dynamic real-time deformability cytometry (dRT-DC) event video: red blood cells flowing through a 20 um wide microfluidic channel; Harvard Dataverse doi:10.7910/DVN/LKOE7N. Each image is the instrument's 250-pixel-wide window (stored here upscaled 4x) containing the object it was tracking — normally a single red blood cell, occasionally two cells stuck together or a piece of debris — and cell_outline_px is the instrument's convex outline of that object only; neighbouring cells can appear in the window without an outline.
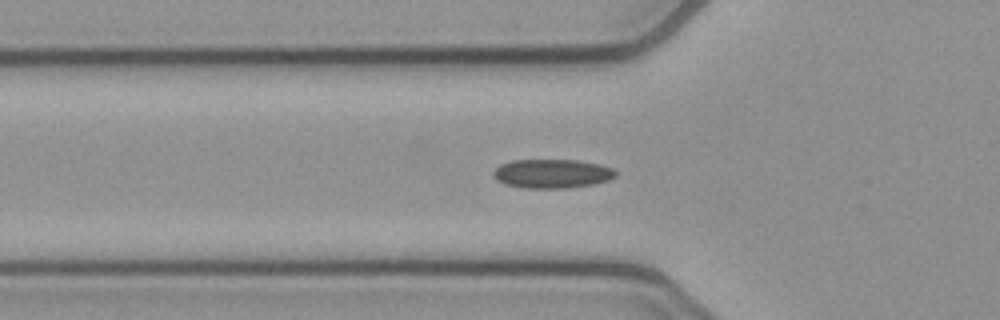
{"species": "common noctule bat (a hibernating species)", "species_latin": "Nyctalus noctula", "temperature_condition": "cold", "stored_images_in_passage": 53, "camera_frame_rate_fps": 3000, "um_per_image_px": 0.085, "animal": {"sex": "female", "body_mass_g": 21.9}, "frame": {"image": 1, "passage_image": 17, "time_ms": 5.333, "image_size_px": [1000, 320], "cell_outline_px": [[616, 176], [608, 180], [592, 184], [568, 188], [524, 188], [504, 184], [496, 180], [492, 176], [492, 172], [500, 164], [512, 160], [576, 160], [600, 164], [612, 168], [616, 172]], "centroid_in_image_um": [46.89, 14.76], "position_along_channel_um": 78.9, "area_um2": 20.75}}
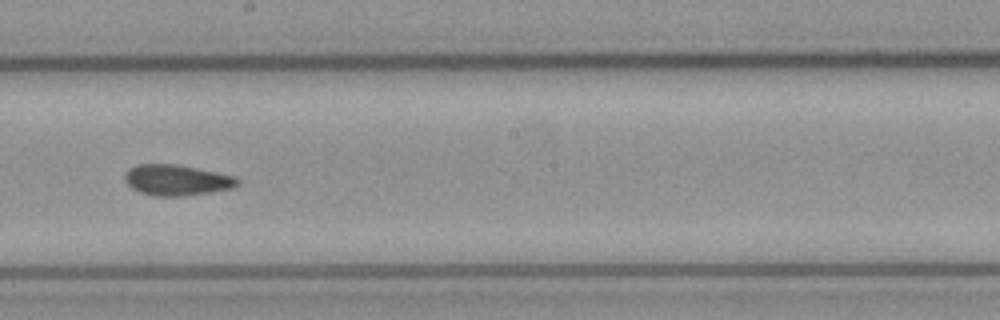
{"frame": {"image": 2, "passage_image": 29, "time_ms": 9.333, "image_size_px": [1000, 320], "cell_outline_px": [[240, 184], [232, 188], [208, 192], [180, 196], [152, 196], [140, 192], [132, 188], [124, 180], [124, 176], [128, 168], [136, 164], [172, 164], [196, 168], [236, 176], [240, 180]], "centroid_in_image_um": [15.0, 15.3], "position_along_channel_um": 233.2, "area_um2": 20.17}}
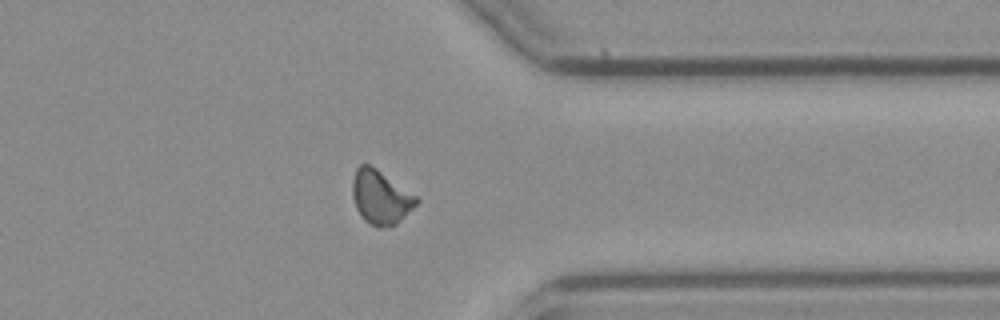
{"frame": {"image": 3, "passage_image": 41, "time_ms": 13.333, "image_size_px": [1000, 320], "cell_outline_px": [[420, 200], [396, 224], [380, 228], [376, 228], [368, 224], [360, 216], [356, 208], [352, 196], [352, 180], [356, 168], [360, 164], [368, 164], [376, 168], [416, 196]], "centroid_in_image_um": [32.3, 16.77], "position_along_channel_um": 379.1, "area_um2": 20.0}, "authors_computed_cell_mechanics": {"area_um2": 19.941, "velocity_mm_per_s": 3.8211, "shape_relaxation_time_tau1_ms": null, "shape_relaxation_time_tau2_ms": 8.0753, "deformation_change_tau1": null, "deformation_change_tau2": 0.1311}}